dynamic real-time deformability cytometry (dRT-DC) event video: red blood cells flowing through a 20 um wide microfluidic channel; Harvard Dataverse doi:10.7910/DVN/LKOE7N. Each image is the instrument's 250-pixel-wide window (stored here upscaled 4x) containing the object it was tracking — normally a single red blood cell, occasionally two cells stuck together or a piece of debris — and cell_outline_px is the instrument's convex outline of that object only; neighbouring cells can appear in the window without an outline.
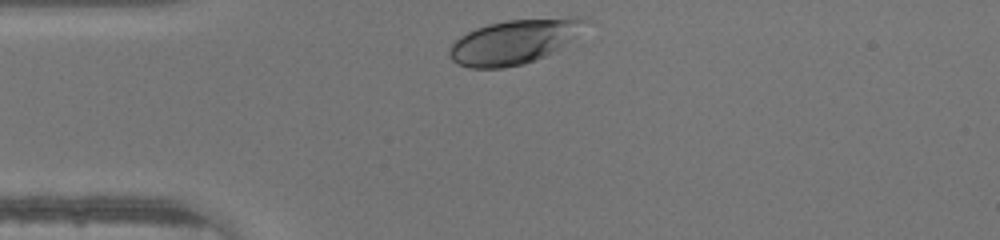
{"species": "human", "species_latin": "Homo sapiens", "temperature_condition": "warm", "stored_images_in_passage": 26, "camera_frame_rate_fps": 3000, "um_per_image_px": 0.085, "donor": {"sex": "male"}, "frame": {"image": 1, "passage_image": 1, "time_ms": 0.0, "image_size_px": [1000, 240], "cell_outline_px": [[592, 20], [568, 40], [552, 52], [544, 56], [520, 64], [504, 68], [468, 68], [456, 64], [452, 60], [448, 52], [452, 44], [460, 36], [476, 28], [488, 24], [508, 20], [576, 16], [580, 16]], "centroid_in_image_um": [43.67, 3.52], "position_along_channel_um": 41.3, "area_um2": 34.8}}
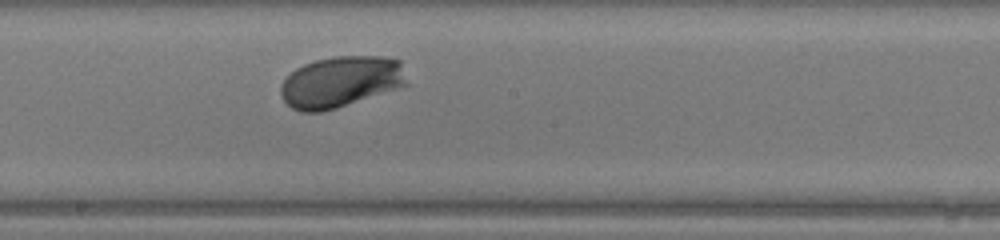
{"frame": {"image": 2, "passage_image": 15, "time_ms": 4.667, "image_size_px": [1000, 240], "cell_outline_px": [[408, 84], [400, 88], [336, 108], [320, 112], [300, 112], [292, 108], [280, 96], [280, 84], [296, 68], [304, 64], [316, 60], [332, 56], [384, 56], [400, 60]], "centroid_in_image_um": [28.97, 6.95], "position_along_channel_um": 219.2, "area_um2": 37.8}}
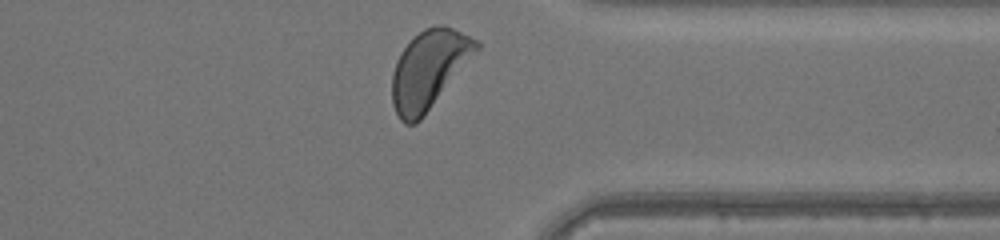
{"frame": {"image": 3, "passage_image": 26, "time_ms": 8.333, "image_size_px": [1000, 240], "cell_outline_px": [[480, 48], [420, 120], [416, 124], [404, 124], [400, 120], [392, 104], [392, 72], [396, 60], [400, 52], [424, 28], [436, 24], [444, 24], [480, 40]], "centroid_in_image_um": [36.46, 5.89], "position_along_channel_um": 374.9, "area_um2": 38.26}}